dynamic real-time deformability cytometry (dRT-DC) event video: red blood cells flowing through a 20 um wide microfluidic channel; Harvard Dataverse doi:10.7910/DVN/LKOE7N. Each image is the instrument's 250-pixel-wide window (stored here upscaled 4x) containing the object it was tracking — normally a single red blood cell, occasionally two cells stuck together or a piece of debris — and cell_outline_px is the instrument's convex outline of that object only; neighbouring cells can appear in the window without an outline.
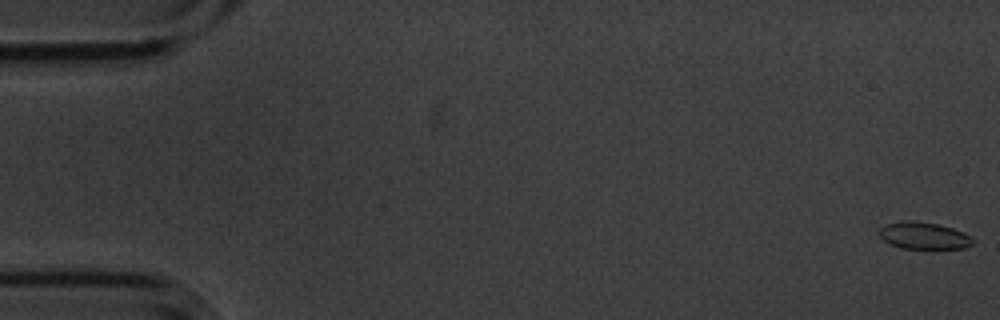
{"species": "common noctule bat (a hibernating species)", "species_latin": "Nyctalus noctula", "temperature_condition": "cold", "stored_images_in_passage": 56, "camera_frame_rate_fps": 3000, "um_per_image_px": 0.085, "animal": {"sex": "male", "body_mass_g": 20.1, "forearm_length_mm": 53.5}, "frame": {"image": 1, "passage_image": 1, "time_ms": 0.0, "image_size_px": [1000, 320], "cell_outline_px": [[972, 244], [964, 248], [900, 248], [888, 244], [876, 232], [884, 224], [912, 220], [940, 224], [964, 232], [972, 240]], "centroid_in_image_um": [78.46, 20.02], "position_along_channel_um": 6.5, "area_um2": 14.68}}
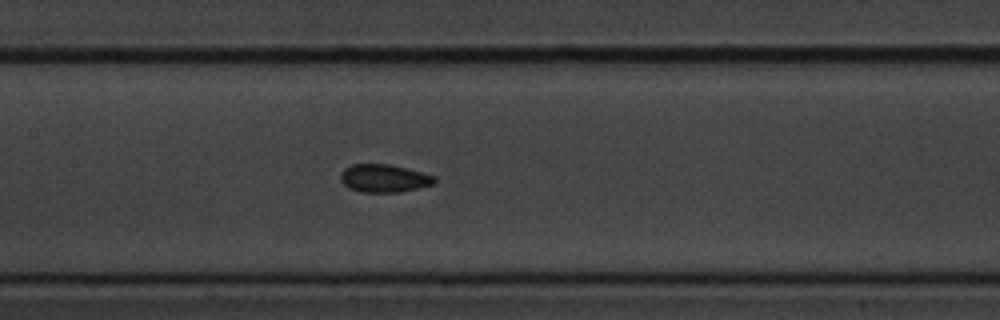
{"frame": {"image": 2, "passage_image": 27, "time_ms": 8.667, "image_size_px": [1000, 320], "cell_outline_px": [[436, 180], [432, 184], [400, 192], [360, 192], [348, 188], [340, 180], [340, 172], [344, 168], [352, 164], [388, 164], [408, 168], [436, 176]], "centroid_in_image_um": [32.61, 15.15], "position_along_channel_um": 174.8, "area_um2": 15.37}}
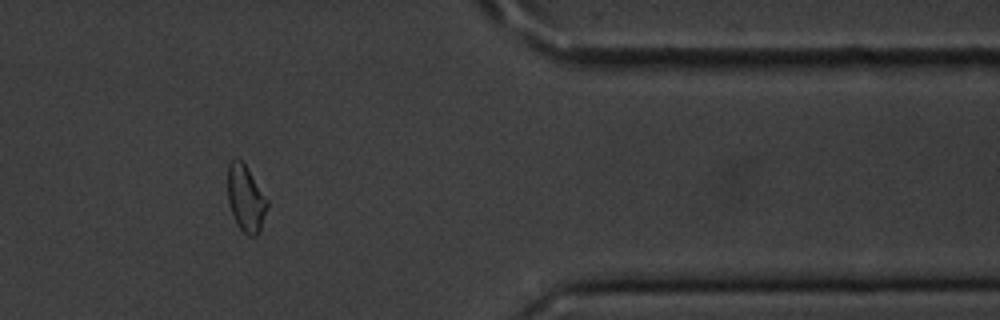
{"frame": {"image": 3, "passage_image": 47, "time_ms": 15.333, "image_size_px": [1000, 320], "cell_outline_px": [[268, 204], [260, 232], [256, 236], [248, 236], [236, 224], [228, 200], [228, 164], [232, 160], [240, 160], [244, 164], [268, 200]], "centroid_in_image_um": [20.9, 16.92], "position_along_channel_um": 390.5, "area_um2": 15.03}, "authors_computed_cell_mechanics": {"area_um2": 15.3459, "velocity_mm_per_s": 3.5699, "shape_relaxation_time_tau1_ms": 3.3764, "shape_relaxation_time_tau2_ms": 4.5022, "deformation_change_tau1": 0.0768, "deformation_change_tau2": 0.08}}